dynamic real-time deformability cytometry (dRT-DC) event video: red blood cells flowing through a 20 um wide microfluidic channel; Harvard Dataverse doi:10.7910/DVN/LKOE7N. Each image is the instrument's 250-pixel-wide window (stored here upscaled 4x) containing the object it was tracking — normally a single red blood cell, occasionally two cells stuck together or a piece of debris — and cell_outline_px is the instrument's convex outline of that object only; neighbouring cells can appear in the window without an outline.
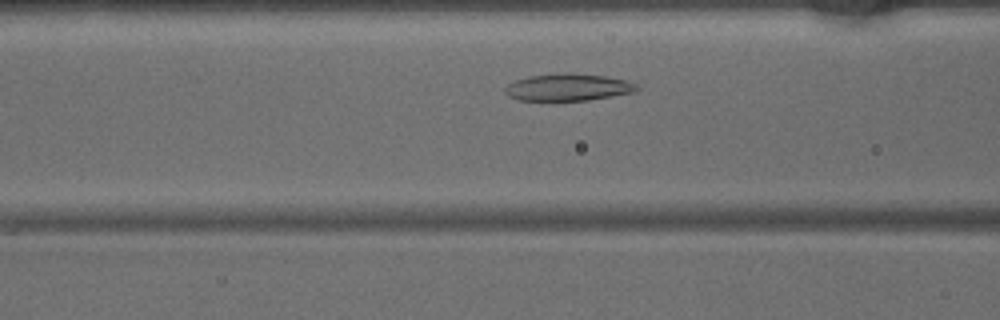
{"species": "common noctule bat (a hibernating species)", "species_latin": "Nyctalus noctula", "temperature_condition": "warm", "stored_images_in_passage": 37, "camera_frame_rate_fps": 3000, "um_per_image_px": 0.085, "animal": {"sex": "male", "body_mass_g": 15.6}, "frame": {"image": 1, "passage_image": 9, "time_ms": 2.667, "image_size_px": [1000, 320], "cell_outline_px": [[640, 88], [636, 92], [588, 100], [516, 100], [508, 96], [504, 92], [504, 88], [508, 84], [516, 80], [528, 76], [568, 72], [608, 76], [624, 80], [636, 84]], "centroid_in_image_um": [48.28, 7.41], "position_along_channel_um": 118.3, "area_um2": 20.92}}
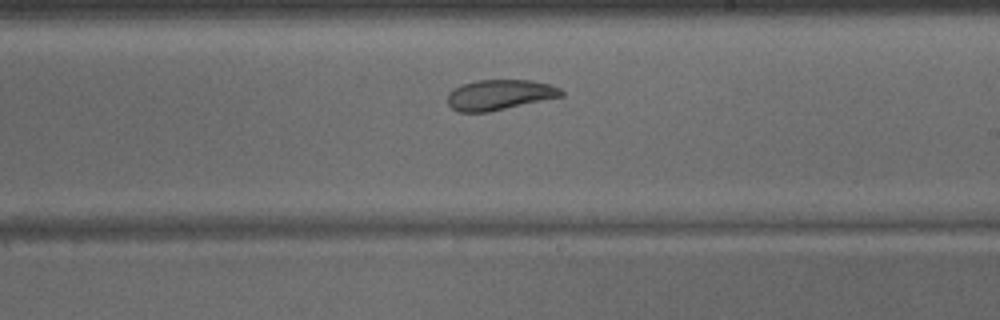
{"frame": {"image": 2, "passage_image": 18, "time_ms": 5.667, "image_size_px": [1000, 320], "cell_outline_px": [[564, 96], [488, 112], [460, 112], [452, 108], [448, 104], [448, 92], [452, 88], [460, 84], [476, 80], [532, 80], [552, 84], [560, 88], [564, 92]], "centroid_in_image_um": [42.47, 8.04], "position_along_channel_um": 246.5, "area_um2": 20.35}}
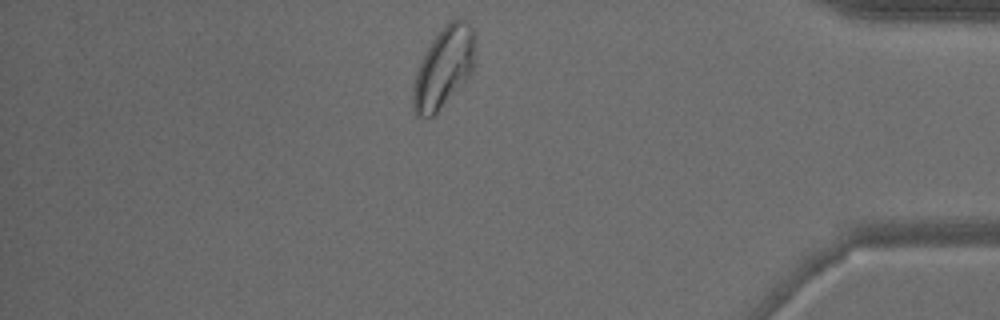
{"frame": {"image": 3, "passage_image": 31, "time_ms": 10.0, "image_size_px": [1000, 320], "cell_outline_px": [[476, 64], [468, 76], [436, 112], [428, 120], [416, 116], [412, 108], [412, 92], [416, 72], [432, 40], [452, 20], [460, 16], [476, 32]], "centroid_in_image_um": [37.74, 5.74], "position_along_channel_um": 397.5, "area_um2": 28.96}}